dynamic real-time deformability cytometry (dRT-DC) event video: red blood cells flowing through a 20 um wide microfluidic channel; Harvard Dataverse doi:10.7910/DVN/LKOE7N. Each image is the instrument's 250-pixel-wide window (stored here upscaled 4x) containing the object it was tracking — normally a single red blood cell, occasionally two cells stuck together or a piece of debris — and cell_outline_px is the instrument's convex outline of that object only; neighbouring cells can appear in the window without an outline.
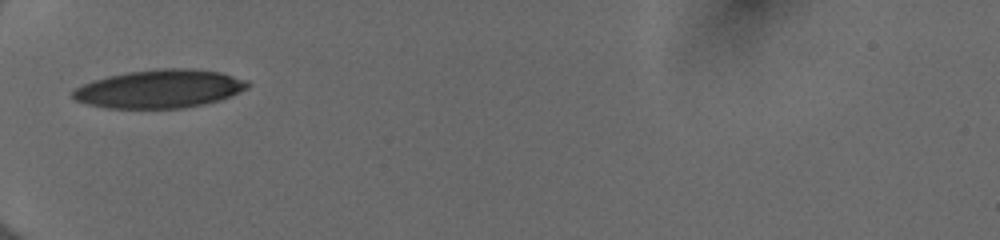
{"species": "human", "species_latin": "Homo sapiens", "temperature_condition": "cold", "stored_images_in_passage": 33, "camera_frame_rate_fps": 3000, "um_per_image_px": 0.085, "donor": {"sex": "female"}, "frame": {"image": 1, "passage_image": 1, "time_ms": 0.0, "image_size_px": [1000, 240], "cell_outline_px": [[252, 84], [248, 88], [220, 100], [204, 104], [184, 108], [108, 108], [88, 104], [76, 100], [72, 96], [72, 92], [76, 88], [92, 80], [108, 76], [128, 72], [156, 68], [192, 68], [220, 72], [248, 80]], "centroid_in_image_um": [13.6, 7.54], "position_along_channel_um": 71.4, "area_um2": 39.13}}
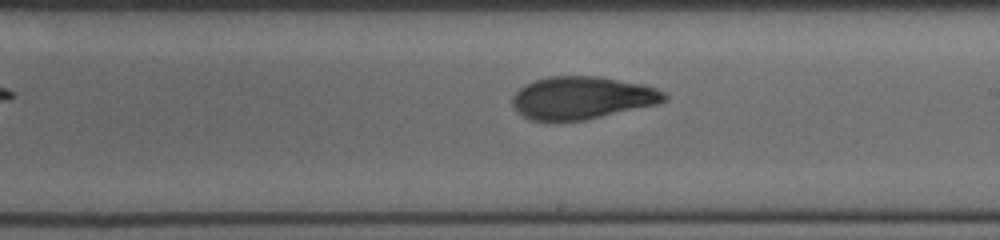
{"frame": {"image": 2, "passage_image": 14, "time_ms": 4.333, "image_size_px": [1000, 240], "cell_outline_px": [[668, 100], [656, 104], [584, 120], [532, 120], [516, 112], [512, 104], [512, 96], [520, 88], [536, 80], [552, 76], [600, 76], [644, 84], [656, 88], [664, 92], [668, 96]], "centroid_in_image_um": [49.49, 8.3], "position_along_channel_um": 239.5, "area_um2": 37.51}}
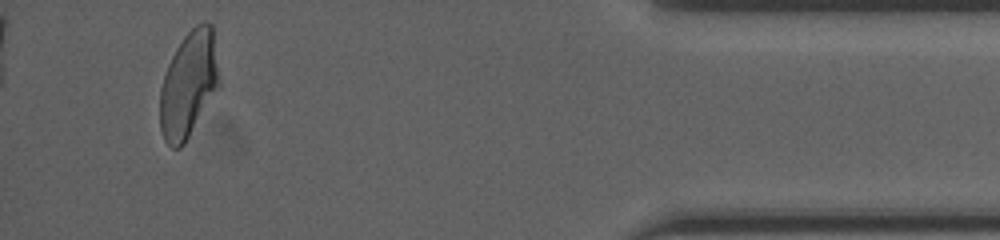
{"frame": {"image": 3, "passage_image": 31, "time_ms": 10.0, "image_size_px": [1000, 240], "cell_outline_px": [[220, 88], [184, 144], [180, 148], [172, 148], [164, 140], [160, 128], [160, 88], [168, 64], [176, 48], [184, 36], [196, 24], [204, 20], [212, 24], [220, 80]], "centroid_in_image_um": [16.05, 7.18], "position_along_channel_um": 419.1, "area_um2": 36.93}, "authors_computed_cell_mechanics": {"area_um2": 37.859, "velocity_mm_per_s": 3.9936, "shape_relaxation_time_tau1_ms": 5.0027, "shape_relaxation_time_tau2_ms": 1.7189, "deformation_change_tau1": 0.1691, "deformation_change_tau2": 0.0789}}